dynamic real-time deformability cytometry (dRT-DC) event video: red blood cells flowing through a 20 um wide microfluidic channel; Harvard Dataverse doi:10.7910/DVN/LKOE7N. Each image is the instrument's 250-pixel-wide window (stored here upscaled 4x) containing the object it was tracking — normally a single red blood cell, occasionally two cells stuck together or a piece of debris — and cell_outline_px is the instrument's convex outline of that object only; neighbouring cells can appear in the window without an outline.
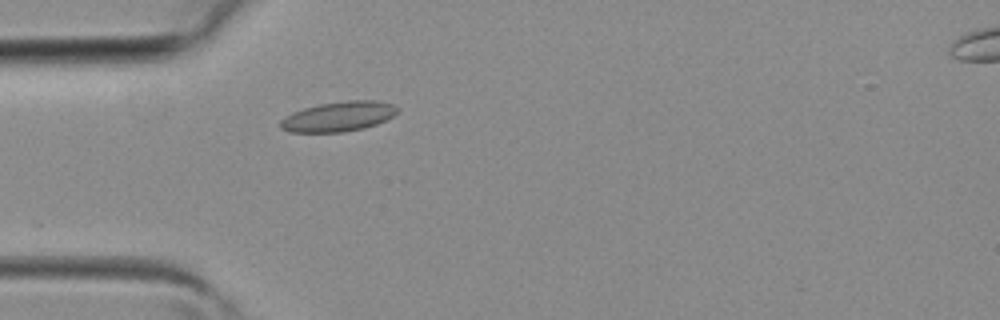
{"species": "common noctule bat (a hibernating species)", "species_latin": "Nyctalus noctula", "temperature_condition": "room temperature", "stored_images_in_passage": 26, "camera_frame_rate_fps": 3000, "um_per_image_px": 0.085, "animal": {"sex": "female", "body_mass_g": 19.3, "forearm_length_mm": 54.1}, "frame": {"image": 1, "passage_image": 9, "time_ms": 2.667, "image_size_px": [1000, 320], "cell_outline_px": [[400, 108], [392, 116], [376, 124], [364, 128], [344, 132], [288, 132], [280, 128], [280, 120], [284, 116], [292, 112], [304, 108], [320, 104], [348, 100], [376, 100], [392, 104]], "centroid_in_image_um": [28.74, 9.9], "position_along_channel_um": 56.3, "area_um2": 20.4}}
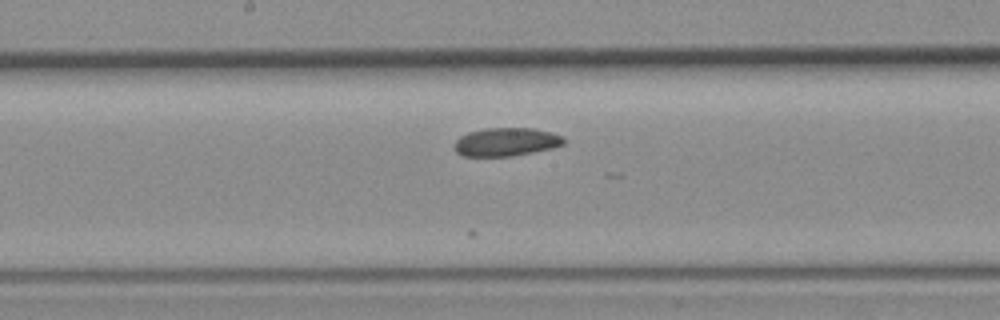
{"frame": {"image": 2, "passage_image": 18, "time_ms": 5.667, "image_size_px": [1000, 320], "cell_outline_px": [[564, 144], [552, 148], [512, 156], [464, 156], [456, 152], [456, 140], [460, 136], [468, 132], [484, 128], [532, 128], [552, 132], [564, 136]], "centroid_in_image_um": [43.04, 12.05], "position_along_channel_um": 205.2, "area_um2": 18.03}}
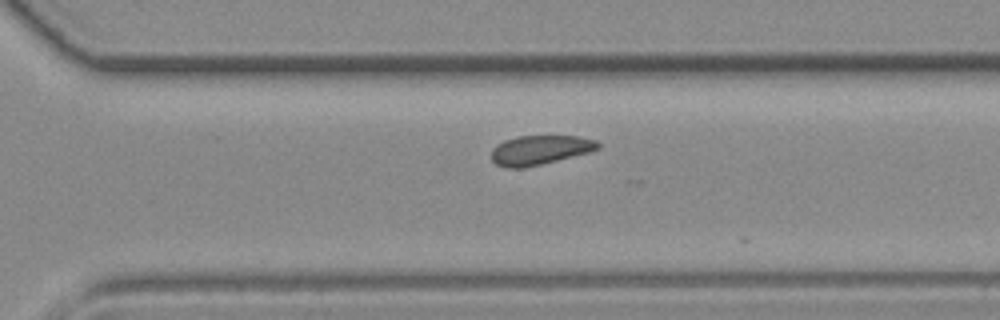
{"frame": {"image": 3, "passage_image": 25, "time_ms": 8.0, "image_size_px": [1000, 320], "cell_outline_px": [[600, 148], [588, 152], [540, 164], [520, 168], [508, 168], [496, 164], [492, 160], [492, 148], [496, 144], [504, 140], [516, 136], [580, 136], [596, 140], [600, 144]], "centroid_in_image_um": [45.87, 12.73], "position_along_channel_um": 324.7, "area_um2": 18.09}}